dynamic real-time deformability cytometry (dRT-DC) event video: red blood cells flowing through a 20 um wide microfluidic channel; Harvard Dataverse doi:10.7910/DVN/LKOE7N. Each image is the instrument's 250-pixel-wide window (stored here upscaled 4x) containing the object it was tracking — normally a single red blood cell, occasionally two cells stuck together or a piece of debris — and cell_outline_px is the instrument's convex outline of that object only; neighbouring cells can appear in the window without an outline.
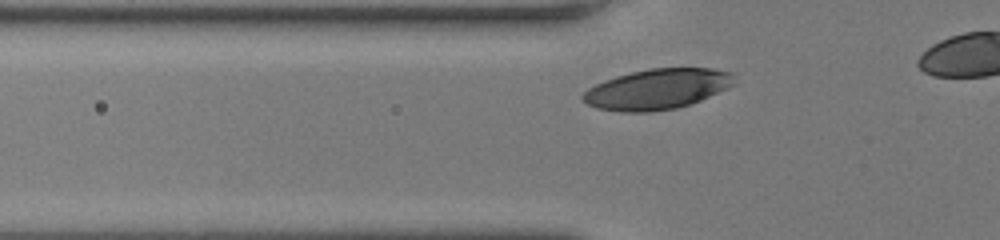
{"species": "human", "species_latin": "Homo sapiens", "temperature_condition": "room temperature", "stored_images_in_passage": 21, "camera_frame_rate_fps": 3000, "um_per_image_px": 0.085, "donor": {"sex": "female"}, "frame": {"image": 1, "passage_image": 4, "time_ms": 1.0, "image_size_px": [1000, 240], "cell_outline_px": [[732, 84], [700, 100], [676, 108], [652, 112], [620, 112], [596, 108], [588, 104], [580, 96], [588, 88], [604, 80], [616, 76], [632, 72], [652, 68], [712, 68], [732, 72]], "centroid_in_image_um": [55.79, 7.58], "position_along_channel_um": 70.0, "area_um2": 35.2}}
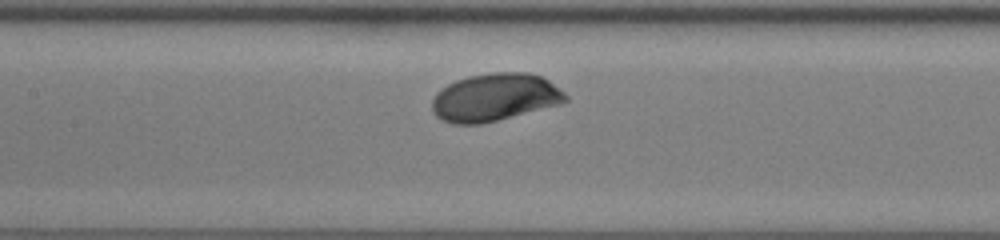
{"frame": {"image": 2, "passage_image": 12, "time_ms": 3.667, "image_size_px": [1000, 240], "cell_outline_px": [[568, 100], [560, 104], [480, 124], [452, 124], [436, 116], [432, 112], [432, 100], [436, 92], [448, 84], [456, 80], [468, 76], [488, 72], [528, 72], [540, 76], [548, 80], [564, 92], [568, 96]], "centroid_in_image_um": [42.04, 8.26], "position_along_channel_um": 165.4, "area_um2": 37.05}}
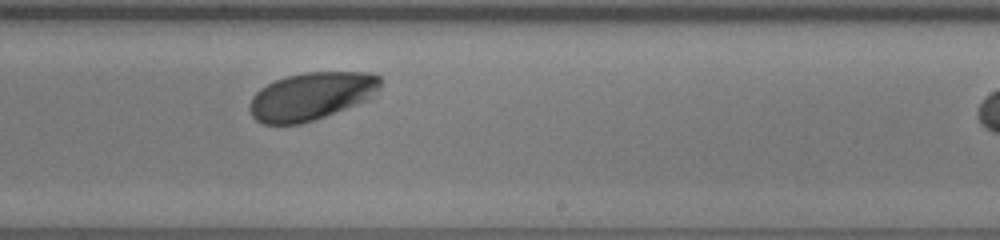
{"frame": {"image": 3, "passage_image": 20, "time_ms": 6.333, "image_size_px": [1000, 240], "cell_outline_px": [[380, 88], [376, 92], [364, 100], [356, 104], [324, 116], [300, 124], [264, 124], [256, 120], [252, 116], [248, 108], [252, 96], [260, 88], [276, 80], [288, 76], [304, 72], [368, 72], [380, 76]], "centroid_in_image_um": [26.42, 8.17], "position_along_channel_um": 262.6, "area_um2": 36.01}}